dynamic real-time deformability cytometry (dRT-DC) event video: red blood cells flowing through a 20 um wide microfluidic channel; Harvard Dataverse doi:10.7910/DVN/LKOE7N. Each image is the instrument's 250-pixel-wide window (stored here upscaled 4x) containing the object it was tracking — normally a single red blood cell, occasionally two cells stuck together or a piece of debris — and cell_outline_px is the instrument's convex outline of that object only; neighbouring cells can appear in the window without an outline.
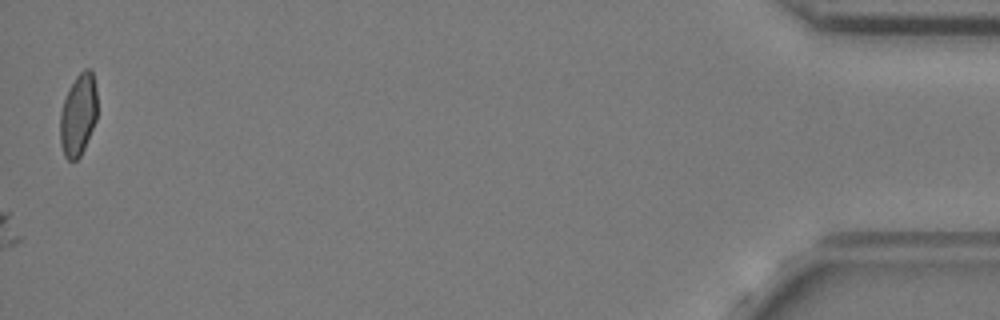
{"species": "common noctule bat (a hibernating species)", "species_latin": "Nyctalus noctula", "temperature_condition": "cold", "stored_images_in_passage": 45, "camera_frame_rate_fps": 3000, "um_per_image_px": 0.085, "animal": {"sex": "female", "body_mass_g": 24.6, "forearm_length_mm": 56.2}, "frame": {"image": 1, "passage_image": 45, "time_ms": 14.667, "image_size_px": [1000, 320], "cell_outline_px": [[96, 120], [84, 148], [80, 156], [76, 160], [68, 160], [64, 156], [60, 144], [60, 112], [64, 100], [76, 76], [84, 68], [88, 68], [92, 72], [96, 88]], "centroid_in_image_um": [6.64, 9.78], "position_along_channel_um": 428.6, "area_um2": 17.57}}